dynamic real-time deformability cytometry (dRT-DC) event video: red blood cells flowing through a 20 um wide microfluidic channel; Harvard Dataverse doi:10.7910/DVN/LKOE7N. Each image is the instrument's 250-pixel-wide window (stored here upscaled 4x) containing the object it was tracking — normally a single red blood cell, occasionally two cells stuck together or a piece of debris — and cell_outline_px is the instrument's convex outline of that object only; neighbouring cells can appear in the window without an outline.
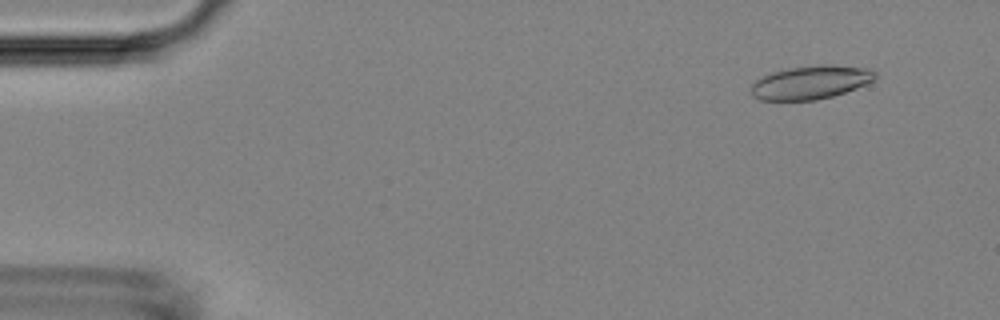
{"species": "Egyptian fruit bat (a non-hibernating species)", "species_latin": "Rousettus aegyptiacus", "temperature_condition": "room temperature", "stored_images_in_passage": 54, "camera_frame_rate_fps": 3000, "um_per_image_px": 0.085, "animal": {"sex": "female"}, "frame": {"image": 1, "passage_image": 5, "time_ms": 1.333, "image_size_px": [1000, 320], "cell_outline_px": [[876, 80], [856, 88], [832, 96], [816, 100], [760, 100], [752, 96], [752, 84], [756, 80], [772, 72], [788, 68], [824, 64], [832, 64], [872, 68], [876, 72]], "centroid_in_image_um": [68.96, 6.99], "position_along_channel_um": 16.0, "area_um2": 24.33}}
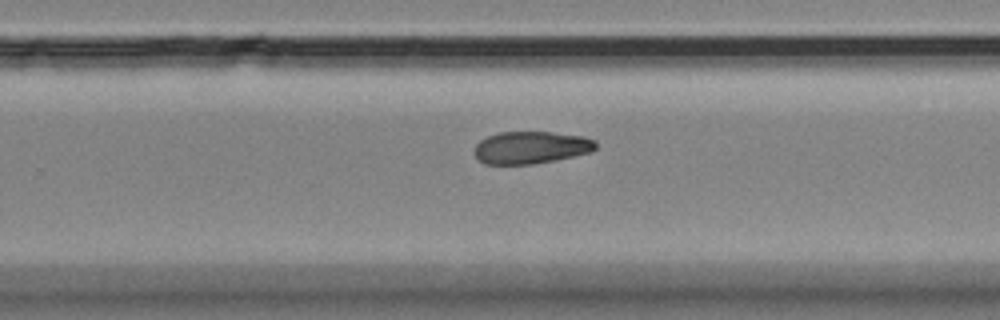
{"frame": {"image": 2, "passage_image": 35, "time_ms": 11.333, "image_size_px": [1000, 320], "cell_outline_px": [[596, 148], [592, 152], [532, 164], [484, 164], [476, 156], [476, 144], [480, 140], [488, 136], [500, 132], [552, 132], [584, 136], [596, 140]], "centroid_in_image_um": [45.16, 12.53], "position_along_channel_um": 284.6, "area_um2": 22.72}}
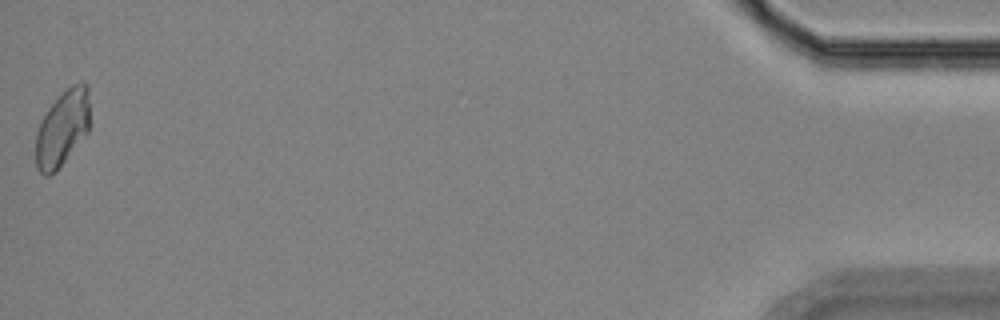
{"frame": {"image": 3, "passage_image": 54, "time_ms": 17.667, "image_size_px": [1000, 320], "cell_outline_px": [[92, 124], [88, 132], [56, 172], [48, 176], [44, 176], [36, 168], [36, 132], [40, 120], [48, 108], [72, 84], [84, 80], [88, 84]], "centroid_in_image_um": [5.35, 10.88], "position_along_channel_um": 429.9, "area_um2": 24.57}, "authors_computed_cell_mechanics": {"area_um2": 23.987, "velocity_mm_per_s": 3.7184, "shape_relaxation_time_tau1_ms": null, "shape_relaxation_time_tau2_ms": 10.0473, "deformation_change_tau1": null, "deformation_change_tau2": 0.1574}}